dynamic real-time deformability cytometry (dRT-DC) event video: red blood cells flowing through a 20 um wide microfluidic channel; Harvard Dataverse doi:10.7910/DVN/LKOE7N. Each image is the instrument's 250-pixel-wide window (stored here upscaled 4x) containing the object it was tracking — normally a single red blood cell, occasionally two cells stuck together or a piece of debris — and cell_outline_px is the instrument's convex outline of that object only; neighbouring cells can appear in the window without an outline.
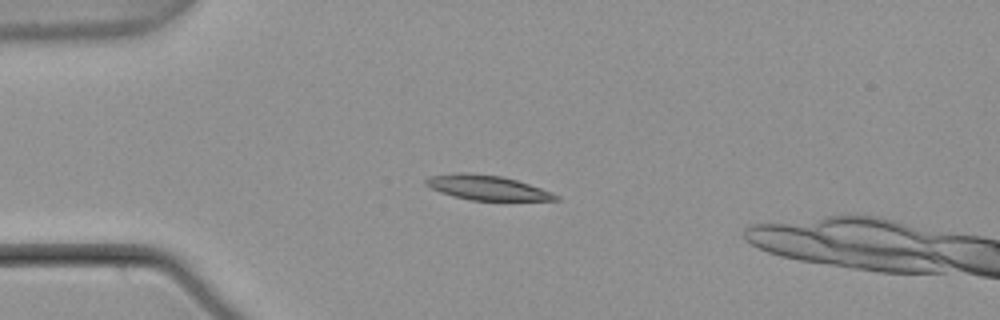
{"species": "common noctule bat (a hibernating species)", "species_latin": "Nyctalus noctula", "temperature_condition": "warm", "stored_images_in_passage": 1, "camera_frame_rate_fps": 3000, "um_per_image_px": 0.085, "animal": {"sex": "male", "body_mass_g": 21.5, "forearm_length_mm": 52.0}, "frame": {"image": 1, "passage_image": 1, "time_ms": 0.0, "image_size_px": [1000, 320], "cell_outline_px": [[560, 200], [472, 200], [452, 196], [440, 192], [424, 184], [424, 180], [428, 176], [456, 172], [468, 172], [500, 176], [516, 180], [552, 192], [560, 196]], "centroid_in_image_um": [41.35, 15.94], "position_along_channel_um": 43.6, "area_um2": 18.67}}